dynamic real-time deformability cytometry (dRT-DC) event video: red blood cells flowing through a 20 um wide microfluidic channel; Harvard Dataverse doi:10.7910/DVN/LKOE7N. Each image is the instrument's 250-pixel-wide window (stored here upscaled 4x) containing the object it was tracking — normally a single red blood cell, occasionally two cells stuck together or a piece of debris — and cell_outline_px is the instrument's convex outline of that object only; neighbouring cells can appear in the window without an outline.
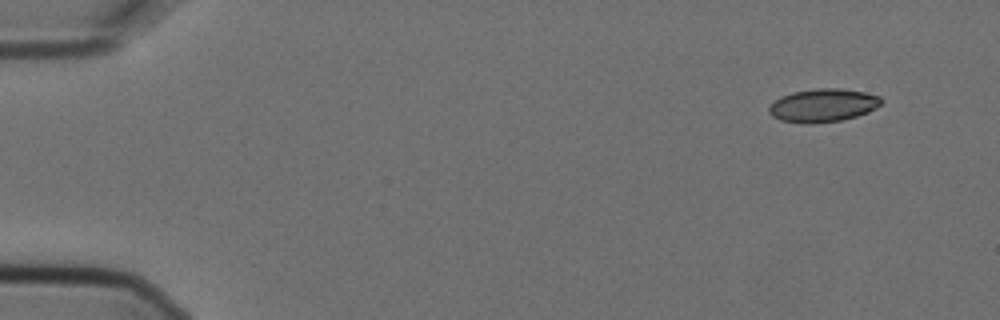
{"species": "Egyptian fruit bat (a non-hibernating species)", "species_latin": "Rousettus aegyptiacus", "temperature_condition": "cold", "stored_images_in_passage": 5, "camera_frame_rate_fps": 3000, "um_per_image_px": 0.085, "animal": {"sex": "female"}, "frame": {"image": 1, "passage_image": 1, "time_ms": 0.0, "image_size_px": [1000, 320], "cell_outline_px": [[884, 100], [876, 108], [868, 112], [856, 116], [840, 120], [808, 124], [804, 124], [780, 120], [772, 116], [768, 112], [768, 108], [780, 96], [792, 92], [816, 88], [840, 88], [864, 92], [880, 96]], "centroid_in_image_um": [69.95, 8.95], "position_along_channel_um": 15.1, "area_um2": 21.79}}
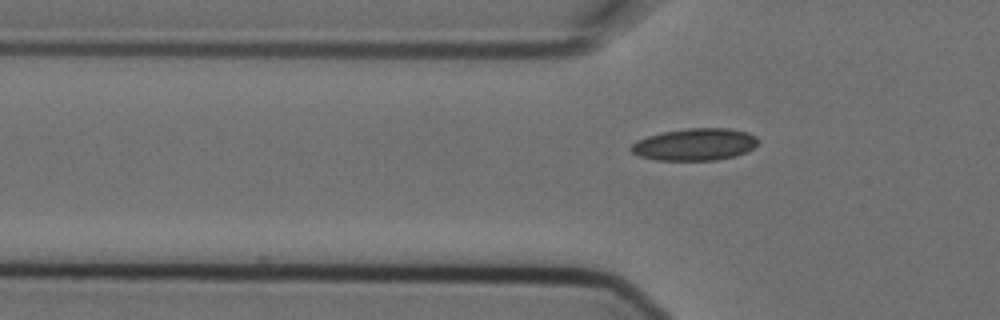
{"frame": {"image": 2, "passage_image": 5, "time_ms": 1.333, "image_size_px": [1000, 320], "cell_outline_px": [[760, 140], [756, 148], [748, 152], [736, 156], [716, 160], [656, 160], [636, 156], [628, 148], [632, 144], [648, 136], [664, 132], [688, 128], [728, 128], [748, 132], [756, 136]], "centroid_in_image_um": [59.12, 12.28], "position_along_channel_um": 66.7, "area_um2": 24.04}}